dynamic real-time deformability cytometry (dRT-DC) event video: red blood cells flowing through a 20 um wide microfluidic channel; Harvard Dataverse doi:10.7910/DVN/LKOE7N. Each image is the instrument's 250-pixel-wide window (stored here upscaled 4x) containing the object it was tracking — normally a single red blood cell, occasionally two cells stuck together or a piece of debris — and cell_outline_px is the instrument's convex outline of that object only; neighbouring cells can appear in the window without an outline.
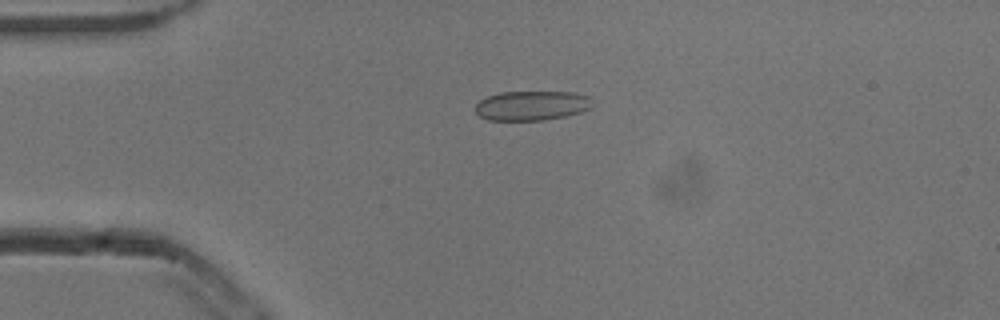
{"species": "common noctule bat (a hibernating species)", "species_latin": "Nyctalus noctula", "temperature_condition": "cold", "stored_images_in_passage": 42, "camera_frame_rate_fps": 3000, "um_per_image_px": 0.085, "animal": {"sex": "male", "body_mass_g": 13.3}, "frame": {"image": 1, "passage_image": 1, "time_ms": 0.0, "image_size_px": [1000, 320], "cell_outline_px": [[592, 108], [580, 112], [564, 116], [544, 120], [488, 120], [480, 116], [476, 112], [476, 104], [480, 100], [488, 96], [500, 92], [576, 92], [592, 96]], "centroid_in_image_um": [45.24, 8.96], "position_along_channel_um": 39.8, "area_um2": 20.29}}
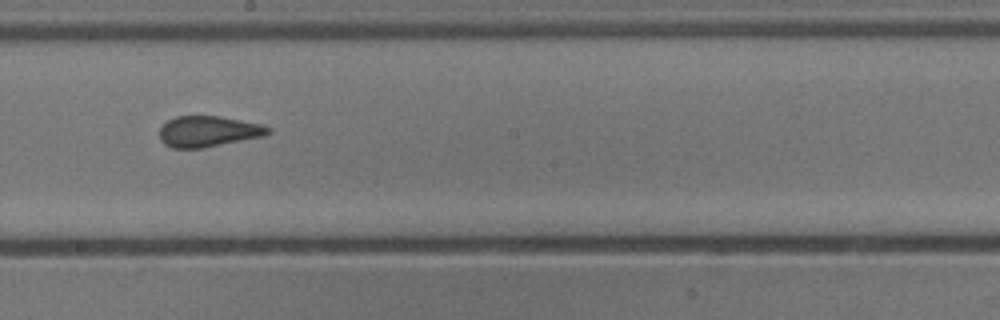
{"frame": {"image": 2, "passage_image": 18, "time_ms": 5.667, "image_size_px": [1000, 320], "cell_outline_px": [[272, 132], [260, 136], [204, 148], [172, 148], [164, 144], [160, 140], [160, 128], [168, 120], [176, 116], [220, 116], [260, 124], [272, 128]], "centroid_in_image_um": [17.67, 11.17], "position_along_channel_um": 230.5, "area_um2": 19.36}}
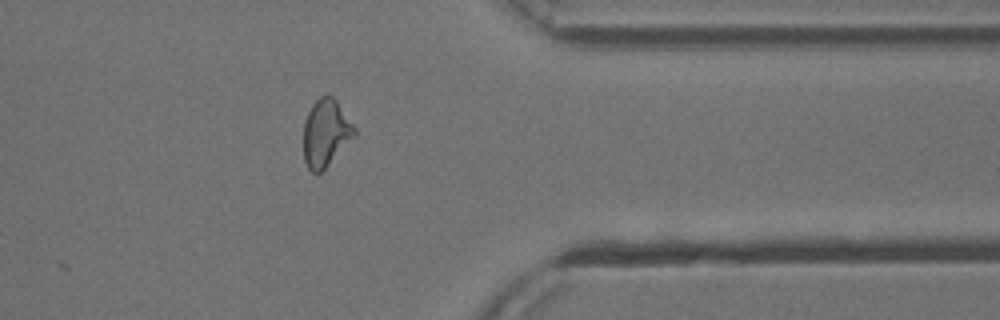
{"frame": {"image": 3, "passage_image": 31, "time_ms": 10.0, "image_size_px": [1000, 320], "cell_outline_px": [[356, 136], [320, 172], [312, 172], [308, 168], [304, 160], [304, 120], [312, 104], [320, 96], [332, 96], [336, 100], [356, 128]], "centroid_in_image_um": [27.69, 11.29], "position_along_channel_um": 383.7, "area_um2": 19.77}, "authors_computed_cell_mechanics": {"area_um2": 20.0277, "velocity_mm_per_s": 3.8415, "shape_relaxation_time_tau1_ms": null, "shape_relaxation_time_tau2_ms": 0.8993, "deformation_change_tau1": null, "deformation_change_tau2": 0.0629}}